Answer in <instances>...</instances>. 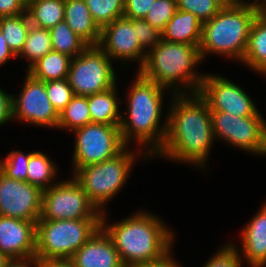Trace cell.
<instances>
[{
	"mask_svg": "<svg viewBox=\"0 0 266 267\" xmlns=\"http://www.w3.org/2000/svg\"><path fill=\"white\" fill-rule=\"evenodd\" d=\"M64 21L89 46H98L101 29L84 0H65Z\"/></svg>",
	"mask_w": 266,
	"mask_h": 267,
	"instance_id": "cell-19",
	"label": "cell"
},
{
	"mask_svg": "<svg viewBox=\"0 0 266 267\" xmlns=\"http://www.w3.org/2000/svg\"><path fill=\"white\" fill-rule=\"evenodd\" d=\"M18 97H12L13 119L43 127L57 128L59 113L48 98L45 82L26 72Z\"/></svg>",
	"mask_w": 266,
	"mask_h": 267,
	"instance_id": "cell-12",
	"label": "cell"
},
{
	"mask_svg": "<svg viewBox=\"0 0 266 267\" xmlns=\"http://www.w3.org/2000/svg\"><path fill=\"white\" fill-rule=\"evenodd\" d=\"M12 97V94L0 89V126L13 120Z\"/></svg>",
	"mask_w": 266,
	"mask_h": 267,
	"instance_id": "cell-38",
	"label": "cell"
},
{
	"mask_svg": "<svg viewBox=\"0 0 266 267\" xmlns=\"http://www.w3.org/2000/svg\"><path fill=\"white\" fill-rule=\"evenodd\" d=\"M237 248L232 242L226 244L214 253L203 267H242L241 256Z\"/></svg>",
	"mask_w": 266,
	"mask_h": 267,
	"instance_id": "cell-35",
	"label": "cell"
},
{
	"mask_svg": "<svg viewBox=\"0 0 266 267\" xmlns=\"http://www.w3.org/2000/svg\"><path fill=\"white\" fill-rule=\"evenodd\" d=\"M260 13H262L266 17V3L260 8Z\"/></svg>",
	"mask_w": 266,
	"mask_h": 267,
	"instance_id": "cell-48",
	"label": "cell"
},
{
	"mask_svg": "<svg viewBox=\"0 0 266 267\" xmlns=\"http://www.w3.org/2000/svg\"><path fill=\"white\" fill-rule=\"evenodd\" d=\"M242 63L266 75V17L260 12L252 23Z\"/></svg>",
	"mask_w": 266,
	"mask_h": 267,
	"instance_id": "cell-21",
	"label": "cell"
},
{
	"mask_svg": "<svg viewBox=\"0 0 266 267\" xmlns=\"http://www.w3.org/2000/svg\"><path fill=\"white\" fill-rule=\"evenodd\" d=\"M112 60L99 46H88L72 58L67 80L74 95L90 96L116 85Z\"/></svg>",
	"mask_w": 266,
	"mask_h": 267,
	"instance_id": "cell-8",
	"label": "cell"
},
{
	"mask_svg": "<svg viewBox=\"0 0 266 267\" xmlns=\"http://www.w3.org/2000/svg\"><path fill=\"white\" fill-rule=\"evenodd\" d=\"M100 29L124 14V0H84Z\"/></svg>",
	"mask_w": 266,
	"mask_h": 267,
	"instance_id": "cell-30",
	"label": "cell"
},
{
	"mask_svg": "<svg viewBox=\"0 0 266 267\" xmlns=\"http://www.w3.org/2000/svg\"><path fill=\"white\" fill-rule=\"evenodd\" d=\"M198 93L210 111L228 112L239 117L253 116L259 111L240 85L224 76L205 74Z\"/></svg>",
	"mask_w": 266,
	"mask_h": 267,
	"instance_id": "cell-13",
	"label": "cell"
},
{
	"mask_svg": "<svg viewBox=\"0 0 266 267\" xmlns=\"http://www.w3.org/2000/svg\"><path fill=\"white\" fill-rule=\"evenodd\" d=\"M172 249H170L166 254H164L159 259L146 262L137 267H181L176 261H174L173 254H171ZM172 256V257H171Z\"/></svg>",
	"mask_w": 266,
	"mask_h": 267,
	"instance_id": "cell-40",
	"label": "cell"
},
{
	"mask_svg": "<svg viewBox=\"0 0 266 267\" xmlns=\"http://www.w3.org/2000/svg\"><path fill=\"white\" fill-rule=\"evenodd\" d=\"M106 215L102 213L101 227L112 240L125 267H137L159 259L174 244V234L168 225L152 213L136 211L111 226L106 223Z\"/></svg>",
	"mask_w": 266,
	"mask_h": 267,
	"instance_id": "cell-3",
	"label": "cell"
},
{
	"mask_svg": "<svg viewBox=\"0 0 266 267\" xmlns=\"http://www.w3.org/2000/svg\"><path fill=\"white\" fill-rule=\"evenodd\" d=\"M36 223L0 216V252L9 259L35 257Z\"/></svg>",
	"mask_w": 266,
	"mask_h": 267,
	"instance_id": "cell-16",
	"label": "cell"
},
{
	"mask_svg": "<svg viewBox=\"0 0 266 267\" xmlns=\"http://www.w3.org/2000/svg\"><path fill=\"white\" fill-rule=\"evenodd\" d=\"M56 173V165L49 159V156L40 151L31 154L27 168V182L29 184L42 190L48 189L55 184Z\"/></svg>",
	"mask_w": 266,
	"mask_h": 267,
	"instance_id": "cell-26",
	"label": "cell"
},
{
	"mask_svg": "<svg viewBox=\"0 0 266 267\" xmlns=\"http://www.w3.org/2000/svg\"><path fill=\"white\" fill-rule=\"evenodd\" d=\"M26 7L20 0H0V18L21 15Z\"/></svg>",
	"mask_w": 266,
	"mask_h": 267,
	"instance_id": "cell-39",
	"label": "cell"
},
{
	"mask_svg": "<svg viewBox=\"0 0 266 267\" xmlns=\"http://www.w3.org/2000/svg\"><path fill=\"white\" fill-rule=\"evenodd\" d=\"M49 31L51 34L52 48L55 52L64 53L74 58L89 46L65 21L59 22Z\"/></svg>",
	"mask_w": 266,
	"mask_h": 267,
	"instance_id": "cell-27",
	"label": "cell"
},
{
	"mask_svg": "<svg viewBox=\"0 0 266 267\" xmlns=\"http://www.w3.org/2000/svg\"><path fill=\"white\" fill-rule=\"evenodd\" d=\"M136 158L135 152L125 148L111 159L80 168L72 177L87 193L97 210L104 213L107 211L106 203L111 201L126 183Z\"/></svg>",
	"mask_w": 266,
	"mask_h": 267,
	"instance_id": "cell-7",
	"label": "cell"
},
{
	"mask_svg": "<svg viewBox=\"0 0 266 267\" xmlns=\"http://www.w3.org/2000/svg\"><path fill=\"white\" fill-rule=\"evenodd\" d=\"M31 23L27 12L10 17L0 18V31L11 51L18 56L27 39Z\"/></svg>",
	"mask_w": 266,
	"mask_h": 267,
	"instance_id": "cell-25",
	"label": "cell"
},
{
	"mask_svg": "<svg viewBox=\"0 0 266 267\" xmlns=\"http://www.w3.org/2000/svg\"><path fill=\"white\" fill-rule=\"evenodd\" d=\"M32 153L13 150L0 160V171L11 179L27 182V168Z\"/></svg>",
	"mask_w": 266,
	"mask_h": 267,
	"instance_id": "cell-31",
	"label": "cell"
},
{
	"mask_svg": "<svg viewBox=\"0 0 266 267\" xmlns=\"http://www.w3.org/2000/svg\"><path fill=\"white\" fill-rule=\"evenodd\" d=\"M51 51H53V48L49 29L31 24L23 49L17 57H25L29 60L30 64L26 68L29 69L35 62Z\"/></svg>",
	"mask_w": 266,
	"mask_h": 267,
	"instance_id": "cell-29",
	"label": "cell"
},
{
	"mask_svg": "<svg viewBox=\"0 0 266 267\" xmlns=\"http://www.w3.org/2000/svg\"><path fill=\"white\" fill-rule=\"evenodd\" d=\"M171 97L165 141L156 155L206 169L215 139L208 104L199 93Z\"/></svg>",
	"mask_w": 266,
	"mask_h": 267,
	"instance_id": "cell-1",
	"label": "cell"
},
{
	"mask_svg": "<svg viewBox=\"0 0 266 267\" xmlns=\"http://www.w3.org/2000/svg\"><path fill=\"white\" fill-rule=\"evenodd\" d=\"M201 61L199 45L160 39L154 48L147 50L144 63L137 72L145 79L172 90L171 95L188 94L189 91V94H194L198 93L205 76L195 69Z\"/></svg>",
	"mask_w": 266,
	"mask_h": 267,
	"instance_id": "cell-4",
	"label": "cell"
},
{
	"mask_svg": "<svg viewBox=\"0 0 266 267\" xmlns=\"http://www.w3.org/2000/svg\"><path fill=\"white\" fill-rule=\"evenodd\" d=\"M11 57L17 58V56L9 48L5 37L0 31V66L7 63V60H10Z\"/></svg>",
	"mask_w": 266,
	"mask_h": 267,
	"instance_id": "cell-43",
	"label": "cell"
},
{
	"mask_svg": "<svg viewBox=\"0 0 266 267\" xmlns=\"http://www.w3.org/2000/svg\"><path fill=\"white\" fill-rule=\"evenodd\" d=\"M71 260L75 267H125L102 227L75 252Z\"/></svg>",
	"mask_w": 266,
	"mask_h": 267,
	"instance_id": "cell-17",
	"label": "cell"
},
{
	"mask_svg": "<svg viewBox=\"0 0 266 267\" xmlns=\"http://www.w3.org/2000/svg\"><path fill=\"white\" fill-rule=\"evenodd\" d=\"M36 265V257H25L9 259L4 267H36Z\"/></svg>",
	"mask_w": 266,
	"mask_h": 267,
	"instance_id": "cell-42",
	"label": "cell"
},
{
	"mask_svg": "<svg viewBox=\"0 0 266 267\" xmlns=\"http://www.w3.org/2000/svg\"><path fill=\"white\" fill-rule=\"evenodd\" d=\"M117 85L105 91L87 96L88 108L91 115V123H104L108 125H120L122 114L119 110L121 100L117 98Z\"/></svg>",
	"mask_w": 266,
	"mask_h": 267,
	"instance_id": "cell-22",
	"label": "cell"
},
{
	"mask_svg": "<svg viewBox=\"0 0 266 267\" xmlns=\"http://www.w3.org/2000/svg\"><path fill=\"white\" fill-rule=\"evenodd\" d=\"M176 11V0H156L144 20L161 32Z\"/></svg>",
	"mask_w": 266,
	"mask_h": 267,
	"instance_id": "cell-32",
	"label": "cell"
},
{
	"mask_svg": "<svg viewBox=\"0 0 266 267\" xmlns=\"http://www.w3.org/2000/svg\"><path fill=\"white\" fill-rule=\"evenodd\" d=\"M73 132L76 142L72 174L87 165L111 159L127 147L121 136L120 125L89 123Z\"/></svg>",
	"mask_w": 266,
	"mask_h": 267,
	"instance_id": "cell-9",
	"label": "cell"
},
{
	"mask_svg": "<svg viewBox=\"0 0 266 267\" xmlns=\"http://www.w3.org/2000/svg\"><path fill=\"white\" fill-rule=\"evenodd\" d=\"M177 9L190 12L202 23L211 20L222 7L215 0H176Z\"/></svg>",
	"mask_w": 266,
	"mask_h": 267,
	"instance_id": "cell-33",
	"label": "cell"
},
{
	"mask_svg": "<svg viewBox=\"0 0 266 267\" xmlns=\"http://www.w3.org/2000/svg\"><path fill=\"white\" fill-rule=\"evenodd\" d=\"M211 119L215 140L220 138L242 151L266 155V121L259 111L247 117L211 111Z\"/></svg>",
	"mask_w": 266,
	"mask_h": 267,
	"instance_id": "cell-10",
	"label": "cell"
},
{
	"mask_svg": "<svg viewBox=\"0 0 266 267\" xmlns=\"http://www.w3.org/2000/svg\"><path fill=\"white\" fill-rule=\"evenodd\" d=\"M156 0H124V17L144 19Z\"/></svg>",
	"mask_w": 266,
	"mask_h": 267,
	"instance_id": "cell-37",
	"label": "cell"
},
{
	"mask_svg": "<svg viewBox=\"0 0 266 267\" xmlns=\"http://www.w3.org/2000/svg\"><path fill=\"white\" fill-rule=\"evenodd\" d=\"M41 218L45 220L101 219L102 213L73 178L43 190Z\"/></svg>",
	"mask_w": 266,
	"mask_h": 267,
	"instance_id": "cell-11",
	"label": "cell"
},
{
	"mask_svg": "<svg viewBox=\"0 0 266 267\" xmlns=\"http://www.w3.org/2000/svg\"><path fill=\"white\" fill-rule=\"evenodd\" d=\"M46 92L51 104L60 113L74 96L67 78L45 82Z\"/></svg>",
	"mask_w": 266,
	"mask_h": 267,
	"instance_id": "cell-34",
	"label": "cell"
},
{
	"mask_svg": "<svg viewBox=\"0 0 266 267\" xmlns=\"http://www.w3.org/2000/svg\"><path fill=\"white\" fill-rule=\"evenodd\" d=\"M202 24L192 13L177 9L161 31V39L172 43L199 45Z\"/></svg>",
	"mask_w": 266,
	"mask_h": 267,
	"instance_id": "cell-20",
	"label": "cell"
},
{
	"mask_svg": "<svg viewBox=\"0 0 266 267\" xmlns=\"http://www.w3.org/2000/svg\"><path fill=\"white\" fill-rule=\"evenodd\" d=\"M26 12L32 25L50 30L64 21L65 0H38Z\"/></svg>",
	"mask_w": 266,
	"mask_h": 267,
	"instance_id": "cell-24",
	"label": "cell"
},
{
	"mask_svg": "<svg viewBox=\"0 0 266 267\" xmlns=\"http://www.w3.org/2000/svg\"><path fill=\"white\" fill-rule=\"evenodd\" d=\"M262 206L240 236L242 256L251 267L266 266V203Z\"/></svg>",
	"mask_w": 266,
	"mask_h": 267,
	"instance_id": "cell-18",
	"label": "cell"
},
{
	"mask_svg": "<svg viewBox=\"0 0 266 267\" xmlns=\"http://www.w3.org/2000/svg\"><path fill=\"white\" fill-rule=\"evenodd\" d=\"M9 258L0 252V267H4Z\"/></svg>",
	"mask_w": 266,
	"mask_h": 267,
	"instance_id": "cell-46",
	"label": "cell"
},
{
	"mask_svg": "<svg viewBox=\"0 0 266 267\" xmlns=\"http://www.w3.org/2000/svg\"><path fill=\"white\" fill-rule=\"evenodd\" d=\"M43 190L11 179L0 171V216L37 222L42 213Z\"/></svg>",
	"mask_w": 266,
	"mask_h": 267,
	"instance_id": "cell-14",
	"label": "cell"
},
{
	"mask_svg": "<svg viewBox=\"0 0 266 267\" xmlns=\"http://www.w3.org/2000/svg\"><path fill=\"white\" fill-rule=\"evenodd\" d=\"M241 2L242 3H245V4H248V5H250V6H254V7H256V8H262L263 7V5L266 3V0H254L253 2H247V1H245V0H241ZM247 2V3H246Z\"/></svg>",
	"mask_w": 266,
	"mask_h": 267,
	"instance_id": "cell-45",
	"label": "cell"
},
{
	"mask_svg": "<svg viewBox=\"0 0 266 267\" xmlns=\"http://www.w3.org/2000/svg\"><path fill=\"white\" fill-rule=\"evenodd\" d=\"M136 35V19L122 16L101 29L98 46L111 60H122L123 65L126 61L136 60L140 63L138 67L140 68L147 50L140 45Z\"/></svg>",
	"mask_w": 266,
	"mask_h": 267,
	"instance_id": "cell-15",
	"label": "cell"
},
{
	"mask_svg": "<svg viewBox=\"0 0 266 267\" xmlns=\"http://www.w3.org/2000/svg\"><path fill=\"white\" fill-rule=\"evenodd\" d=\"M20 1L27 8L30 4H32L33 2L38 1V0H20Z\"/></svg>",
	"mask_w": 266,
	"mask_h": 267,
	"instance_id": "cell-47",
	"label": "cell"
},
{
	"mask_svg": "<svg viewBox=\"0 0 266 267\" xmlns=\"http://www.w3.org/2000/svg\"><path fill=\"white\" fill-rule=\"evenodd\" d=\"M222 8H230L237 6L241 3V0H215Z\"/></svg>",
	"mask_w": 266,
	"mask_h": 267,
	"instance_id": "cell-44",
	"label": "cell"
},
{
	"mask_svg": "<svg viewBox=\"0 0 266 267\" xmlns=\"http://www.w3.org/2000/svg\"><path fill=\"white\" fill-rule=\"evenodd\" d=\"M36 267H75L71 259H37Z\"/></svg>",
	"mask_w": 266,
	"mask_h": 267,
	"instance_id": "cell-41",
	"label": "cell"
},
{
	"mask_svg": "<svg viewBox=\"0 0 266 267\" xmlns=\"http://www.w3.org/2000/svg\"><path fill=\"white\" fill-rule=\"evenodd\" d=\"M91 123L87 96L74 95L68 105L59 113L57 128L74 131Z\"/></svg>",
	"mask_w": 266,
	"mask_h": 267,
	"instance_id": "cell-28",
	"label": "cell"
},
{
	"mask_svg": "<svg viewBox=\"0 0 266 267\" xmlns=\"http://www.w3.org/2000/svg\"><path fill=\"white\" fill-rule=\"evenodd\" d=\"M101 227V219L45 220L36 223V259H71Z\"/></svg>",
	"mask_w": 266,
	"mask_h": 267,
	"instance_id": "cell-6",
	"label": "cell"
},
{
	"mask_svg": "<svg viewBox=\"0 0 266 267\" xmlns=\"http://www.w3.org/2000/svg\"><path fill=\"white\" fill-rule=\"evenodd\" d=\"M72 57L51 51L35 62L26 72L41 81L67 78Z\"/></svg>",
	"mask_w": 266,
	"mask_h": 267,
	"instance_id": "cell-23",
	"label": "cell"
},
{
	"mask_svg": "<svg viewBox=\"0 0 266 267\" xmlns=\"http://www.w3.org/2000/svg\"><path fill=\"white\" fill-rule=\"evenodd\" d=\"M259 12V8L241 2L222 8L211 20L203 22L199 44L202 60L211 53L242 62L252 23Z\"/></svg>",
	"mask_w": 266,
	"mask_h": 267,
	"instance_id": "cell-5",
	"label": "cell"
},
{
	"mask_svg": "<svg viewBox=\"0 0 266 267\" xmlns=\"http://www.w3.org/2000/svg\"><path fill=\"white\" fill-rule=\"evenodd\" d=\"M136 37L144 49L154 48L161 39V32L144 19H136Z\"/></svg>",
	"mask_w": 266,
	"mask_h": 267,
	"instance_id": "cell-36",
	"label": "cell"
},
{
	"mask_svg": "<svg viewBox=\"0 0 266 267\" xmlns=\"http://www.w3.org/2000/svg\"><path fill=\"white\" fill-rule=\"evenodd\" d=\"M130 87L127 93L128 108L127 111H124L127 113V118H124L123 115L121 118V136L127 148L133 139H135L136 144L146 148V152H138L137 156L143 154L148 159L153 155L156 156L165 141L168 118L165 117L162 125L160 124V117H162L163 111V92L166 88L145 79L139 73Z\"/></svg>",
	"mask_w": 266,
	"mask_h": 267,
	"instance_id": "cell-2",
	"label": "cell"
}]
</instances>
